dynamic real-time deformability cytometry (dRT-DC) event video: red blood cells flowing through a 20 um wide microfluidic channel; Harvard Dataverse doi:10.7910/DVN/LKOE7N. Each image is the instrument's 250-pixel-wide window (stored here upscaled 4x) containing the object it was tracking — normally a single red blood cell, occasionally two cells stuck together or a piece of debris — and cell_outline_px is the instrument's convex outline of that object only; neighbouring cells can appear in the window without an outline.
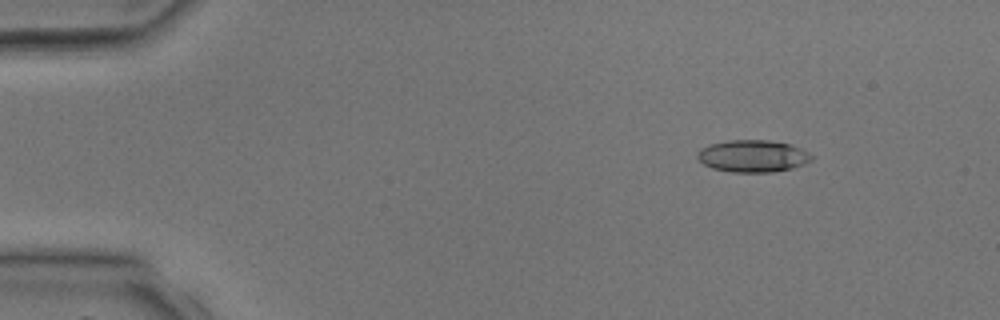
{"species": "common noctule bat (a hibernating species)", "species_latin": "Nyctalus noctula", "temperature_condition": "room temperature", "stored_images_in_passage": 4, "camera_frame_rate_fps": 3000, "um_per_image_px": 0.085, "animal": {"sex": "male", "body_mass_g": 17.9, "forearm_length_mm": 54.2}, "frame": {"image": 1, "passage_image": 2, "time_ms": 1.0, "image_size_px": [1000, 320], "cell_outline_px": [[812, 160], [804, 164], [792, 168], [772, 172], [732, 172], [712, 168], [704, 164], [696, 156], [700, 148], [708, 144], [728, 140], [768, 140], [792, 144], [808, 152], [812, 156]], "centroid_in_image_um": [63.98, 13.26], "position_along_channel_um": 21.0, "area_um2": 21.44}}
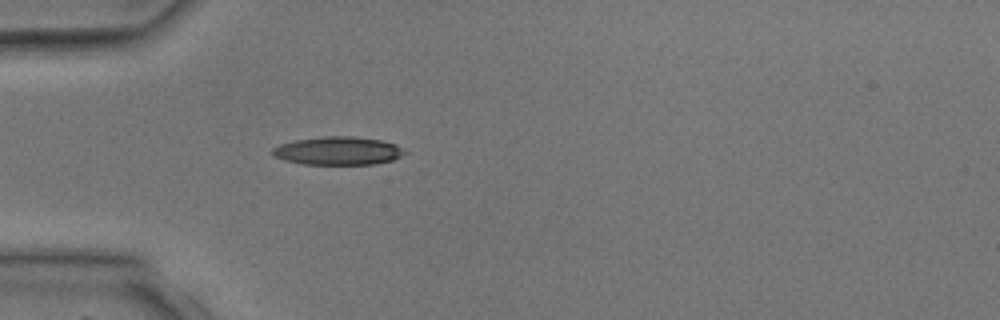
{"frame": {"image": 2, "passage_image": 4, "time_ms": 3.333, "image_size_px": [1000, 320], "cell_outline_px": [[408, 152], [392, 160], [376, 164], [304, 164], [284, 160], [276, 156], [272, 152], [272, 148], [280, 144], [296, 140], [324, 136], [352, 136], [380, 140], [396, 144]], "centroid_in_image_um": [28.76, 12.82], "position_along_channel_um": 56.2, "area_um2": 21.62}}